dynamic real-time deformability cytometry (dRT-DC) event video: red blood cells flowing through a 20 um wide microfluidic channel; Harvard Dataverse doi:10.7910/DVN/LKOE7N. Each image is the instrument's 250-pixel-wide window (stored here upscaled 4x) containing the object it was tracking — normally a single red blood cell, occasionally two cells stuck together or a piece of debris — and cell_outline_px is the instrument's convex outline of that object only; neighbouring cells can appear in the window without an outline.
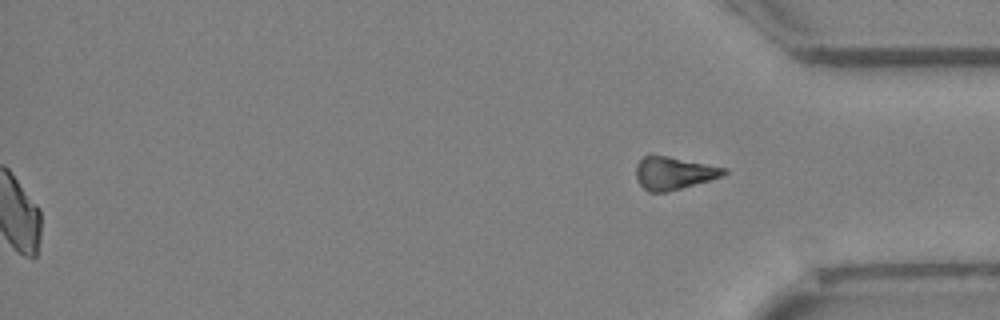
{"species": "Egyptian fruit bat (a non-hibernating species)", "species_latin": "Rousettus aegyptiacus", "temperature_condition": "cold", "stored_images_in_passage": 52, "segment_of_instrument_passage": [2, 2], "camera_frame_rate_fps": 3000, "um_per_image_px": 0.085, "animal": {"sex": "female"}, "frame": {"image": 1, "passage_image": 52, "time_ms": 17.0, "image_size_px": [1000, 320], "cell_outline_px": [[728, 172], [720, 176], [708, 180], [668, 192], [648, 192], [636, 180], [636, 164], [644, 156], [668, 156], [728, 168]], "centroid_in_image_um": [57.25, 14.72], "position_along_channel_um": 378.0, "area_um2": 16.59}}